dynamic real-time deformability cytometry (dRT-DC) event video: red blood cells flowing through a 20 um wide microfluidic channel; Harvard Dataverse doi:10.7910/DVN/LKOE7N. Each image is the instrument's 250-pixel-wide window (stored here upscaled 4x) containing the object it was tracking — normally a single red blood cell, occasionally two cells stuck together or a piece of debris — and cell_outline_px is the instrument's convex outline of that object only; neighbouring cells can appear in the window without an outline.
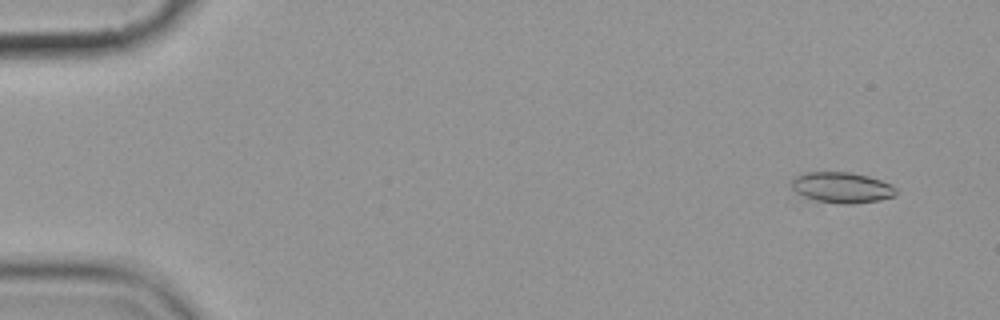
{"species": "common noctule bat (a hibernating species)", "species_latin": "Nyctalus noctula", "temperature_condition": "cold", "stored_images_in_passage": 8, "camera_frame_rate_fps": 3000, "um_per_image_px": 0.085, "animal": {"sex": "female", "body_mass_g": 19.9}, "frame": {"image": 1, "passage_image": 2, "time_ms": 1.0, "image_size_px": [1000, 320], "cell_outline_px": [[896, 196], [880, 200], [852, 204], [844, 204], [816, 200], [804, 196], [796, 192], [792, 188], [792, 180], [796, 176], [804, 172], [852, 172], [868, 176], [892, 184], [896, 188]], "centroid_in_image_um": [71.59, 15.93], "position_along_channel_um": 13.4, "area_um2": 18.73}}